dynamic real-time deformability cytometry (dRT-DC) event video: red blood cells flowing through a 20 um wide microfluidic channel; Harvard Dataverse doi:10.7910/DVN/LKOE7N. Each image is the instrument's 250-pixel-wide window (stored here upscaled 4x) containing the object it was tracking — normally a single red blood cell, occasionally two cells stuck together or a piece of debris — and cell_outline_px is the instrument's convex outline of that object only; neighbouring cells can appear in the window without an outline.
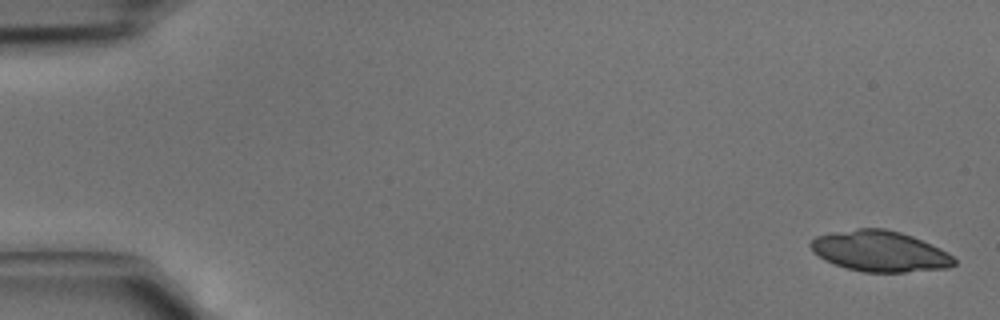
{"species": "common noctule bat (a hibernating species)", "species_latin": "Nyctalus noctula", "temperature_condition": "cold", "stored_images_in_passage": 4, "camera_frame_rate_fps": 3000, "um_per_image_px": 0.085, "animal": {"sex": "male", "body_mass_g": 15.6}, "frame": {"image": 1, "passage_image": 1, "time_ms": 0.0, "image_size_px": [1000, 320], "cell_outline_px": [[956, 264], [948, 268], [904, 272], [864, 272], [848, 268], [824, 260], [812, 252], [808, 244], [816, 236], [832, 232], [856, 228], [884, 228], [900, 232], [912, 236], [940, 248], [948, 252], [956, 260]], "centroid_in_image_um": [74.77, 21.35], "position_along_channel_um": 10.2, "area_um2": 34.16}}